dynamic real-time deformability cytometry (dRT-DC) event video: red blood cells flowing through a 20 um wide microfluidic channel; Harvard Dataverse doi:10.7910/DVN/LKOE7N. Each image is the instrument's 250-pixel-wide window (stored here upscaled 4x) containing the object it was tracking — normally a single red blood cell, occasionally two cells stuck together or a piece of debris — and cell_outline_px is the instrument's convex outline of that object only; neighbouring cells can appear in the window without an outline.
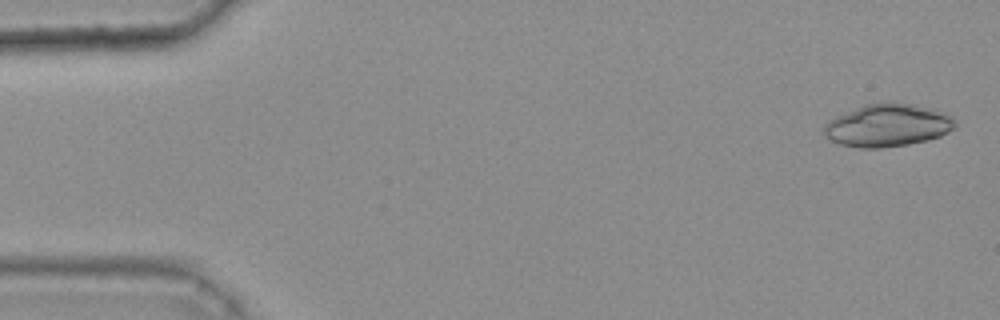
{"species": "common noctule bat (a hibernating species)", "species_latin": "Nyctalus noctula", "temperature_condition": "warm", "stored_images_in_passage": 47, "camera_frame_rate_fps": 3000, "um_per_image_px": 0.085, "animal": {"sex": "female", "body_mass_g": 25.1}, "frame": {"image": 1, "passage_image": 2, "time_ms": 0.333, "image_size_px": [1000, 320], "cell_outline_px": [[956, 128], [940, 136], [928, 140], [908, 144], [880, 148], [860, 148], [840, 144], [824, 136], [820, 128], [828, 120], [836, 116], [868, 104], [888, 100], [912, 104], [932, 108], [952, 116], [956, 124]], "centroid_in_image_um": [75.44, 10.65], "position_along_channel_um": 9.6, "area_um2": 32.95}}
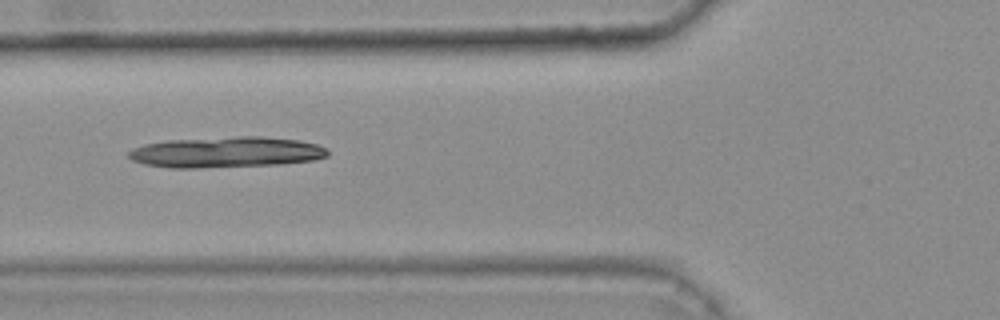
{"frame": {"image": 2, "passage_image": 20, "time_ms": 6.333, "image_size_px": [1000, 320], "cell_outline_px": [[328, 156], [312, 160], [280, 164], [200, 168], [168, 168], [144, 164], [132, 160], [128, 156], [128, 152], [132, 148], [144, 144], [164, 140], [236, 136], [260, 136], [300, 140], [316, 144], [328, 148]], "centroid_in_image_um": [19.2, 12.93], "position_along_channel_um": 106.6, "area_um2": 36.07}}
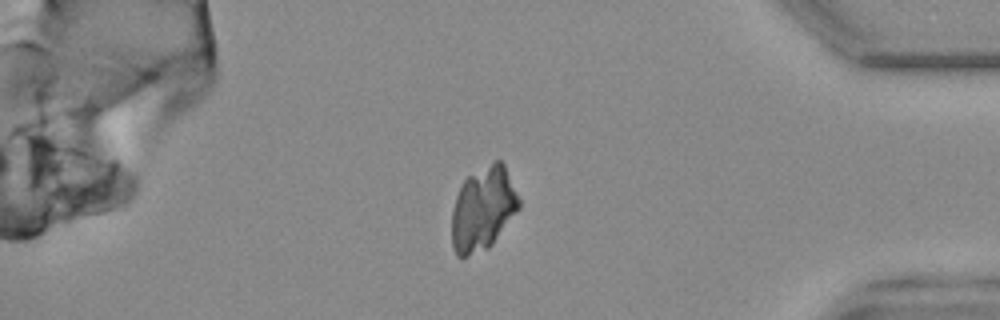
{"frame": {"image": 3, "passage_image": 45, "time_ms": 14.667, "image_size_px": [1000, 320], "cell_outline_px": [[520, 208], [492, 244], [488, 248], [468, 256], [456, 256], [452, 248], [452, 208], [460, 184], [468, 176], [496, 160], [500, 160], [504, 164], [520, 200]], "centroid_in_image_um": [41.04, 17.76], "position_along_channel_um": 394.2, "area_um2": 32.66}}